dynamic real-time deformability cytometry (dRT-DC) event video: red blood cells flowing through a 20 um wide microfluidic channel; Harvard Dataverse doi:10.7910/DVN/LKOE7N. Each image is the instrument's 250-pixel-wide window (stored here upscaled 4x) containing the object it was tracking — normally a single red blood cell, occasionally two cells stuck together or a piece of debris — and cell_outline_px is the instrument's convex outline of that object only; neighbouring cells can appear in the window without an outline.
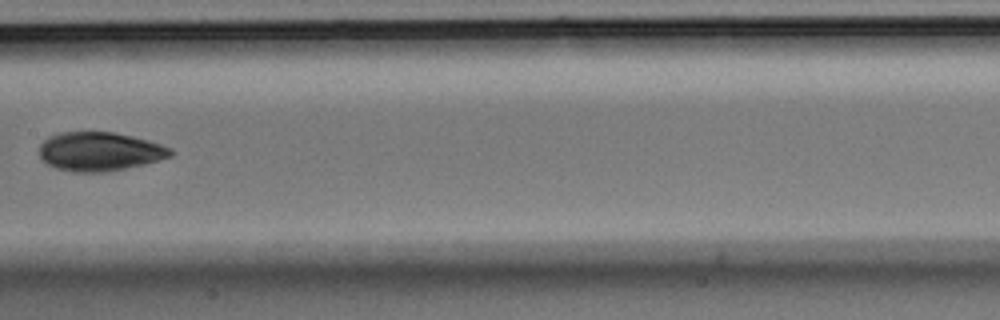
{"species": "Egyptian fruit bat (a non-hibernating species)", "species_latin": "Rousettus aegyptiacus", "temperature_condition": "room temperature", "stored_images_in_passage": 9, "camera_frame_rate_fps": 3000, "um_per_image_px": 0.085, "animal": {"sex": "male"}, "frame": {"image": 1, "passage_image": 8, "time_ms": 2.333, "image_size_px": [1000, 320], "cell_outline_px": [[176, 152], [172, 156], [144, 164], [104, 172], [72, 172], [56, 168], [48, 164], [40, 156], [40, 144], [48, 136], [60, 132], [112, 132], [132, 136], [148, 140], [172, 148]], "centroid_in_image_um": [8.48, 12.87], "position_along_channel_um": 198.9, "area_um2": 29.71}}
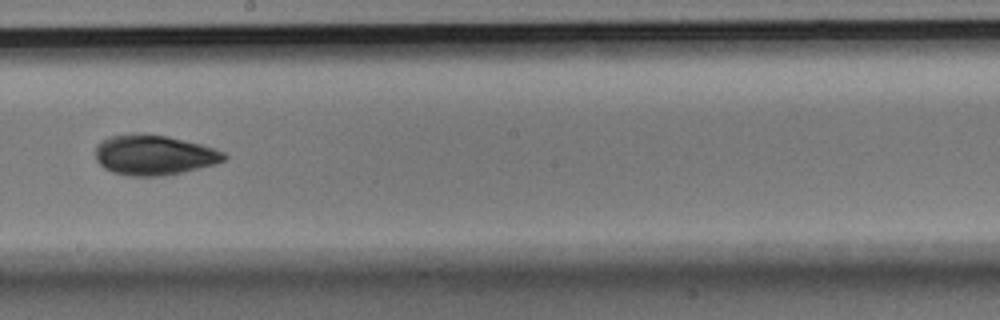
{"frame": {"image": 2, "passage_image": 9, "time_ms": 2.667, "image_size_px": [1000, 320], "cell_outline_px": [[228, 156], [224, 160], [216, 164], [180, 172], [160, 176], [128, 176], [112, 172], [104, 168], [96, 160], [96, 144], [100, 140], [108, 136], [144, 132], [168, 136], [200, 144], [224, 152]], "centroid_in_image_um": [13.04, 13.16], "position_along_channel_um": 235.2, "area_um2": 30.23}}